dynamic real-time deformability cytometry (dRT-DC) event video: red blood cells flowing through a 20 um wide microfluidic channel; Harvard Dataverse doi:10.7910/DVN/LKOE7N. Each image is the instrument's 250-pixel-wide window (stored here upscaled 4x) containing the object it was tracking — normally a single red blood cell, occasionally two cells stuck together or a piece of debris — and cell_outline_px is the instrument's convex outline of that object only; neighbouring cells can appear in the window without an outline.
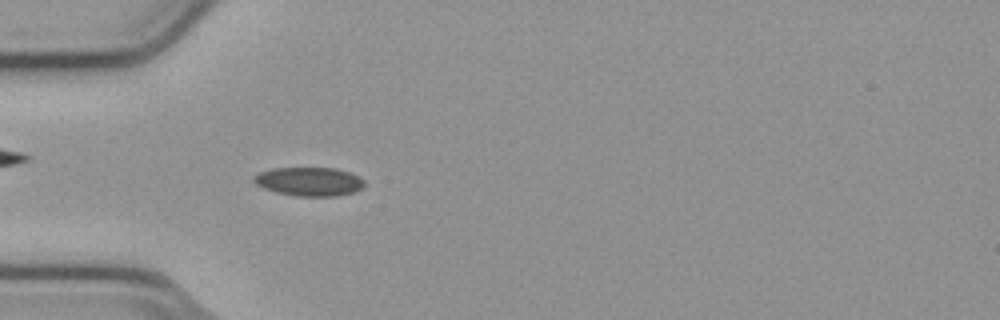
{"species": "common noctule bat (a hibernating species)", "species_latin": "Nyctalus noctula", "temperature_condition": "cold", "stored_images_in_passage": 39, "camera_frame_rate_fps": 3000, "um_per_image_px": 0.085, "animal": {"sex": "male", "body_mass_g": 23.1, "forearm_length_mm": 52.7}, "frame": {"image": 1, "passage_image": 1, "time_ms": 0.0, "image_size_px": [1000, 320], "cell_outline_px": [[364, 184], [360, 188], [352, 192], [336, 196], [296, 196], [276, 192], [264, 188], [256, 184], [252, 180], [252, 176], [260, 172], [272, 168], [336, 168], [348, 172], [364, 180]], "centroid_in_image_um": [26.23, 15.43], "position_along_channel_um": 58.8, "area_um2": 18.38}}
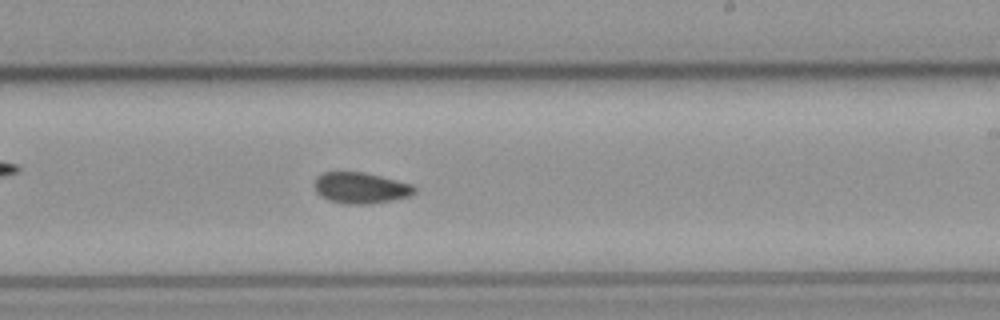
{"frame": {"image": 2, "passage_image": 17, "time_ms": 5.333, "image_size_px": [1000, 320], "cell_outline_px": [[416, 192], [408, 196], [392, 200], [368, 204], [348, 204], [328, 200], [320, 196], [316, 192], [312, 184], [316, 176], [324, 172], [364, 172], [412, 184], [416, 188]], "centroid_in_image_um": [30.61, 15.97], "position_along_channel_um": 258.4, "area_um2": 18.21}}
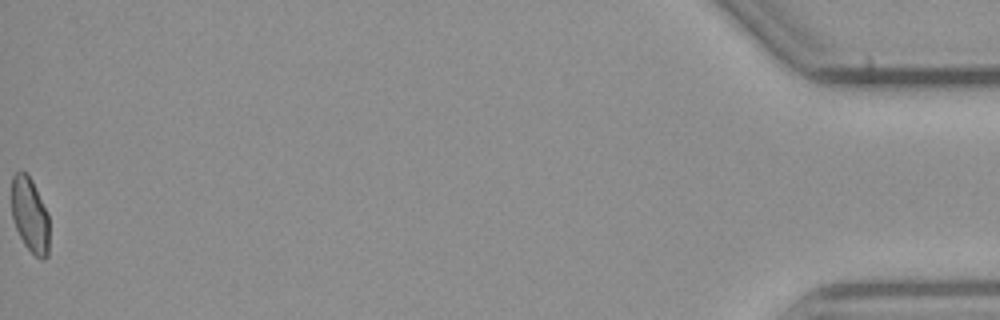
{"frame": {"image": 3, "passage_image": 39, "time_ms": 12.667, "image_size_px": [1000, 320], "cell_outline_px": [[48, 256], [44, 260], [40, 260], [24, 244], [16, 228], [12, 216], [12, 176], [20, 168], [32, 180], [48, 212]], "centroid_in_image_um": [2.55, 18.26], "position_along_channel_um": 432.7, "area_um2": 16.47}, "authors_computed_cell_mechanics": {"area_um2": 17.8602, "velocity_mm_per_s": 3.8086, "shape_relaxation_time_tau1_ms": null, "shape_relaxation_time_tau2_ms": 6.1521, "deformation_change_tau1": null, "deformation_change_tau2": 0.0914}}